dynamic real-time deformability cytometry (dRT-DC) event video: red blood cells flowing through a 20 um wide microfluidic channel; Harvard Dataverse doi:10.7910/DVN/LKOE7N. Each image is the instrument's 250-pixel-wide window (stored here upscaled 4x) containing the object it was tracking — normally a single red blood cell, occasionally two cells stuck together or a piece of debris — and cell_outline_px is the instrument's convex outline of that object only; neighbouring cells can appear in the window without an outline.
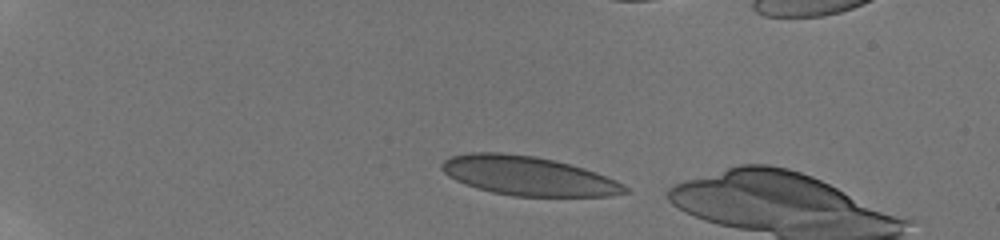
{"species": "human", "species_latin": "Homo sapiens", "temperature_condition": "room temperature", "stored_images_in_passage": 44, "camera_frame_rate_fps": 3000, "um_per_image_px": 0.085, "donor": {"sex": "male"}, "frame": {"image": 1, "passage_image": 3, "time_ms": 0.667, "image_size_px": [1000, 240], "cell_outline_px": [[632, 192], [608, 196], [512, 196], [492, 192], [464, 184], [448, 176], [440, 168], [440, 164], [444, 160], [452, 156], [468, 152], [500, 152], [536, 156], [584, 168], [596, 172], [616, 180], [624, 184]], "centroid_in_image_um": [44.89, 14.95], "position_along_channel_um": 40.1, "area_um2": 41.85}}
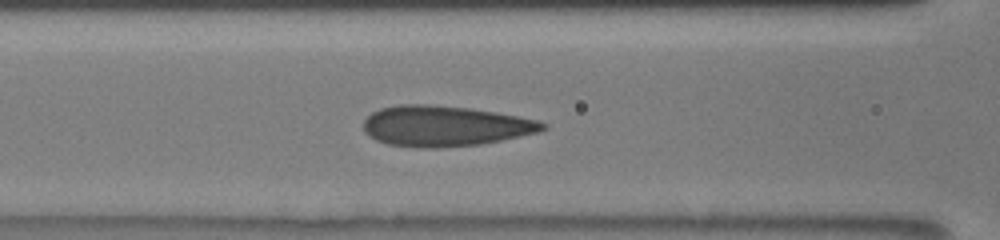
{"frame": {"image": 2, "passage_image": 16, "time_ms": 5.0, "image_size_px": [1000, 240], "cell_outline_px": [[548, 128], [536, 132], [500, 140], [480, 144], [436, 148], [420, 148], [388, 144], [376, 140], [368, 136], [364, 132], [364, 120], [372, 112], [380, 108], [400, 104], [428, 104], [468, 108], [496, 112], [536, 120], [548, 124]], "centroid_in_image_um": [37.76, 10.71], "position_along_channel_um": 128.8, "area_um2": 42.19}}
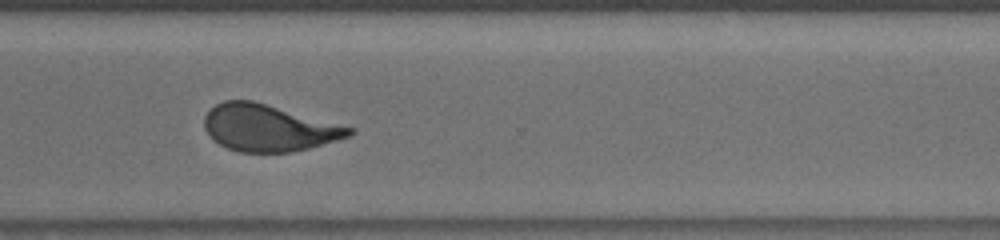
{"frame": {"image": 3, "passage_image": 33, "time_ms": 10.667, "image_size_px": [1000, 240], "cell_outline_px": [[356, 132], [352, 136], [308, 148], [288, 152], [240, 152], [228, 148], [212, 140], [208, 136], [204, 128], [204, 116], [216, 104], [224, 100], [252, 100], [356, 128]], "centroid_in_image_um": [22.84, 10.87], "position_along_channel_um": 347.8, "area_um2": 39.54}}